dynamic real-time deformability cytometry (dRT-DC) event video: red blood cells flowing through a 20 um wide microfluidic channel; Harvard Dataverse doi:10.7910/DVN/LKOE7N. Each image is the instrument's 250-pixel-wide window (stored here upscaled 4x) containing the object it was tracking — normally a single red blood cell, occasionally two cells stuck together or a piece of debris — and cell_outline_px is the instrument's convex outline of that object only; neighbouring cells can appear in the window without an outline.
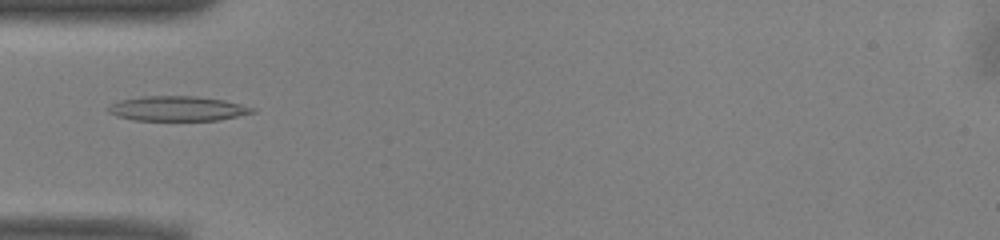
{"species": "common noctule bat (a hibernating species)", "species_latin": "Nyctalus noctula", "temperature_condition": "warm", "stored_images_in_passage": 51, "camera_frame_rate_fps": 3000, "um_per_image_px": 0.085, "animal": {"sex": "male", "body_mass_g": 13.0, "forearm_length_mm": 53.1}, "frame": {"image": 1, "passage_image": 16, "time_ms": 5.0, "image_size_px": [1000, 240], "cell_outline_px": [[256, 112], [220, 120], [132, 120], [116, 116], [108, 112], [104, 108], [120, 100], [140, 96], [196, 96], [224, 100], [256, 108]], "centroid_in_image_um": [15.06, 9.23], "position_along_channel_um": 69.9, "area_um2": 20.98}}
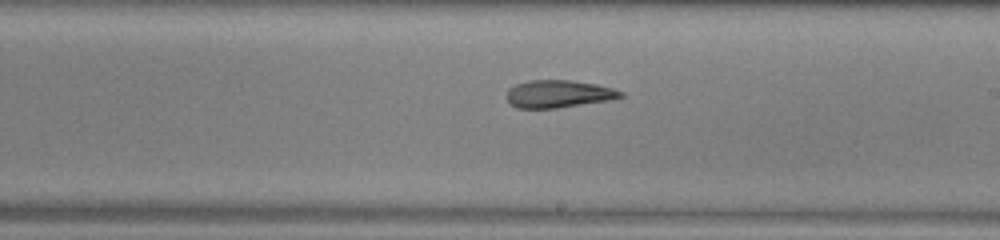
{"frame": {"image": 2, "passage_image": 29, "time_ms": 9.333, "image_size_px": [1000, 240], "cell_outline_px": [[624, 96], [608, 100], [556, 108], [516, 108], [508, 100], [508, 88], [516, 84], [528, 80], [572, 80], [596, 84], [612, 88], [624, 92]], "centroid_in_image_um": [47.47, 7.97], "position_along_channel_um": 241.5, "area_um2": 18.15}}
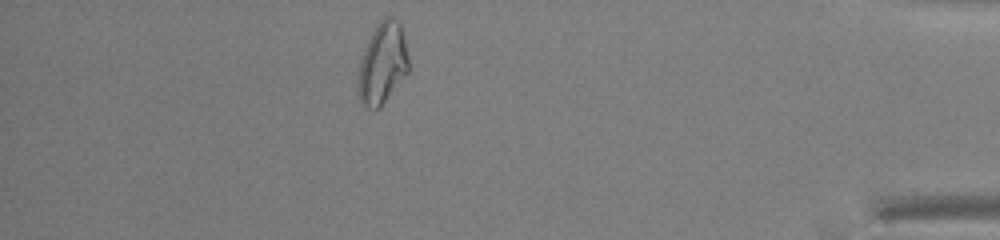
{"frame": {"image": 3, "passage_image": 45, "time_ms": 14.667, "image_size_px": [1000, 240], "cell_outline_px": [[408, 72], [380, 108], [368, 108], [360, 104], [356, 84], [360, 60], [364, 48], [376, 24], [384, 16], [392, 16], [400, 20], [408, 56]], "centroid_in_image_um": [32.49, 5.38], "position_along_channel_um": 402.7, "area_um2": 24.33}, "authors_computed_cell_mechanics": {"area_um2": 20.9236, "velocity_mm_per_s": 3.9528, "shape_relaxation_time_tau1_ms": 9.8603, "shape_relaxation_time_tau2_ms": 4.5381, "deformation_change_tau1": 0.2506, "deformation_change_tau2": 0.1277}}